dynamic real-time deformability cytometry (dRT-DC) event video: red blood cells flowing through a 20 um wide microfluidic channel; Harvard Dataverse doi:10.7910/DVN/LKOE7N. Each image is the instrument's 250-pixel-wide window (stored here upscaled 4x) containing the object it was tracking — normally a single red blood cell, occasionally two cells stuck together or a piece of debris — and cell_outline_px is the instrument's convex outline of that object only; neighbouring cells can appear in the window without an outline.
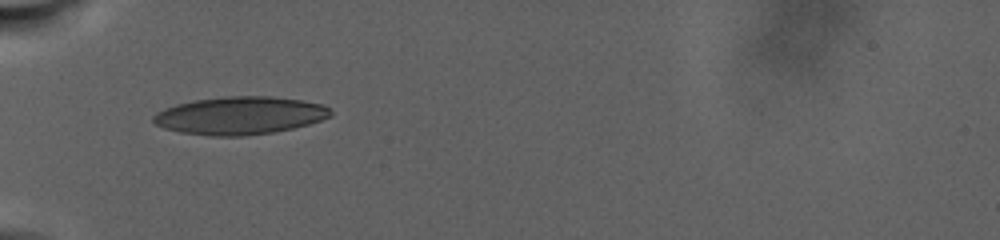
{"species": "human", "species_latin": "Homo sapiens", "temperature_condition": "warm", "stored_images_in_passage": 41, "camera_frame_rate_fps": 3000, "um_per_image_px": 0.085, "donor": {"sex": "male"}, "frame": {"image": 1, "passage_image": 1, "time_ms": 0.0, "image_size_px": [1000, 240], "cell_outline_px": [[332, 116], [308, 124], [292, 128], [272, 132], [244, 136], [212, 136], [180, 132], [164, 128], [156, 124], [152, 120], [152, 116], [156, 112], [164, 108], [176, 104], [196, 100], [228, 96], [272, 96], [300, 100], [324, 104], [332, 112]], "centroid_in_image_um": [20.38, 9.82], "position_along_channel_um": 64.6, "area_um2": 39.02}}
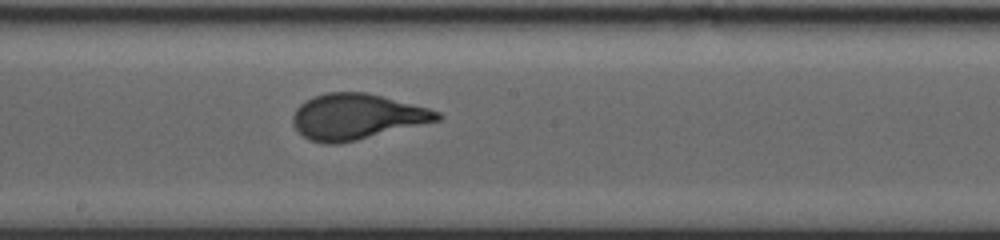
{"frame": {"image": 2, "passage_image": 22, "time_ms": 7.333, "image_size_px": [1000, 240], "cell_outline_px": [[444, 116], [440, 120], [340, 144], [324, 144], [312, 140], [304, 136], [292, 124], [292, 116], [296, 108], [304, 100], [328, 92], [364, 92], [428, 108], [440, 112]], "centroid_in_image_um": [30.3, 9.92], "position_along_channel_um": 217.9, "area_um2": 38.09}}
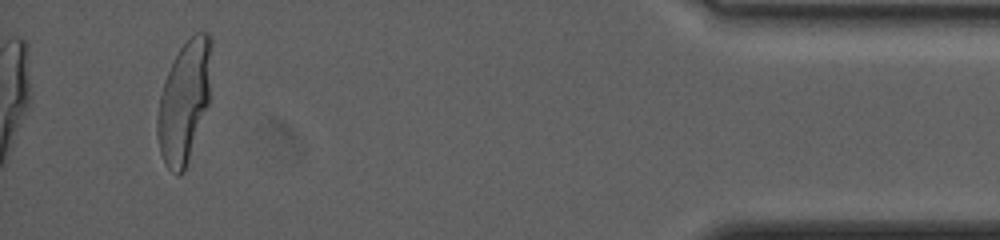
{"frame": {"image": 3, "passage_image": 41, "time_ms": 19.0, "image_size_px": [1000, 240], "cell_outline_px": [[212, 44], [208, 104], [184, 172], [180, 176], [176, 176], [164, 164], [160, 152], [156, 132], [156, 120], [160, 96], [164, 80], [180, 48], [196, 32], [208, 32], [212, 36]], "centroid_in_image_um": [15.65, 8.65], "position_along_channel_um": 419.5, "area_um2": 38.15}, "authors_computed_cell_mechanics": {"area_um2": 37.859, "velocity_mm_per_s": 2.2103, "shape_relaxation_time_tau1_ms": 9.2363, "shape_relaxation_time_tau2_ms": null, "deformation_change_tau1": 0.266, "deformation_change_tau2": null}}